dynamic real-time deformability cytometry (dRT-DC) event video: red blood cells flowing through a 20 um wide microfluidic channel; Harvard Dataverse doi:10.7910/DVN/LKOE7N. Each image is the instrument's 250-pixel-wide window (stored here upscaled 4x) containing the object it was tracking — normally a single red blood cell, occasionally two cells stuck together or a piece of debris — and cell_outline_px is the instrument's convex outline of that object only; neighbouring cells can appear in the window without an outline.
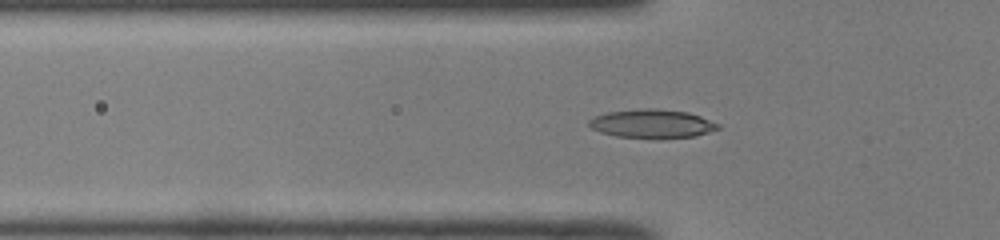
{"species": "common noctule bat (a hibernating species)", "species_latin": "Nyctalus noctula", "temperature_condition": "room temperature", "stored_images_in_passage": 36, "camera_frame_rate_fps": 3000, "um_per_image_px": 0.085, "animal": {"sex": "male", "body_mass_g": 19.0, "forearm_length_mm": 50.8}, "frame": {"image": 1, "passage_image": 7, "time_ms": 2.0, "image_size_px": [1000, 240], "cell_outline_px": [[720, 128], [696, 136], [660, 140], [656, 140], [616, 136], [600, 132], [592, 128], [588, 124], [588, 120], [596, 116], [608, 112], [644, 108], [656, 108], [688, 112], [700, 116], [720, 124]], "centroid_in_image_um": [55.45, 10.54], "position_along_channel_um": 70.4, "area_um2": 22.02}}
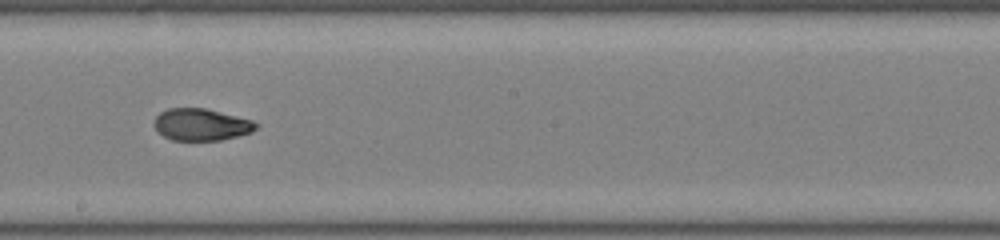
{"frame": {"image": 2, "passage_image": 19, "time_ms": 6.0, "image_size_px": [1000, 240], "cell_outline_px": [[260, 124], [252, 132], [220, 140], [172, 140], [164, 136], [152, 124], [156, 116], [160, 112], [168, 108], [204, 108], [252, 120]], "centroid_in_image_um": [17.09, 10.58], "position_along_channel_um": 231.1, "area_um2": 18.84}}
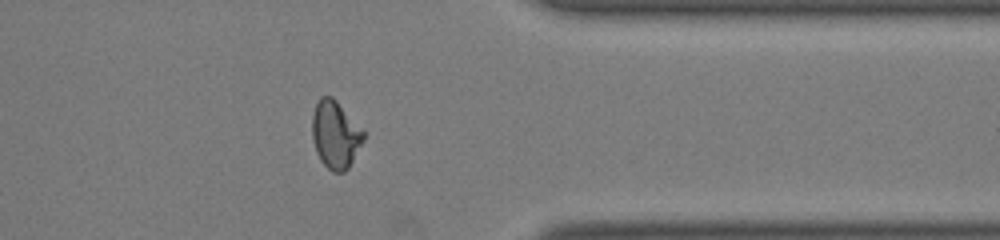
{"frame": {"image": 3, "passage_image": 31, "time_ms": 10.0, "image_size_px": [1000, 240], "cell_outline_px": [[368, 132], [364, 140], [348, 168], [344, 172], [332, 172], [320, 160], [316, 152], [312, 136], [312, 116], [316, 104], [320, 96], [332, 96]], "centroid_in_image_um": [28.54, 11.42], "position_along_channel_um": 382.9, "area_um2": 20.58}, "authors_computed_cell_mechanics": {"area_um2": 19.8254, "velocity_mm_per_s": 4.0204, "shape_relaxation_time_tau1_ms": 4.8901, "shape_relaxation_time_tau2_ms": 1.3144, "deformation_change_tau1": 0.1788, "deformation_change_tau2": 0.0581}}